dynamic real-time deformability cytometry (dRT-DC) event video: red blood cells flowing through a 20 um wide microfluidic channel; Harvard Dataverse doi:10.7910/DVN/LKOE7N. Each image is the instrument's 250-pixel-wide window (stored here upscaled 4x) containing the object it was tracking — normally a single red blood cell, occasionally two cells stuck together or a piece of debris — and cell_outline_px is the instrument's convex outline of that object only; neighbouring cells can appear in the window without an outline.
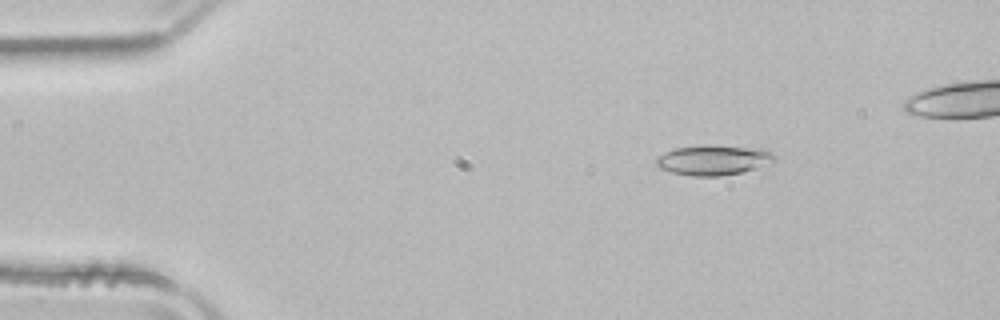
{"species": "common noctule bat (a hibernating species)", "species_latin": "Nyctalus noctula", "temperature_condition": "room temperature", "stored_images_in_passage": 41, "camera_frame_rate_fps": 3000, "um_per_image_px": 0.085, "animal": {"sex": "male", "body_mass_g": 21.5, "forearm_length_mm": 52.0}, "frame": {"image": 1, "passage_image": 1, "time_ms": 0.0, "image_size_px": [1000, 320], "cell_outline_px": [[776, 160], [740, 172], [720, 176], [692, 176], [672, 172], [660, 168], [656, 164], [656, 156], [672, 148], [764, 148], [772, 152], [776, 156]], "centroid_in_image_um": [60.6, 13.64], "position_along_channel_um": 24.4, "area_um2": 19.54}}
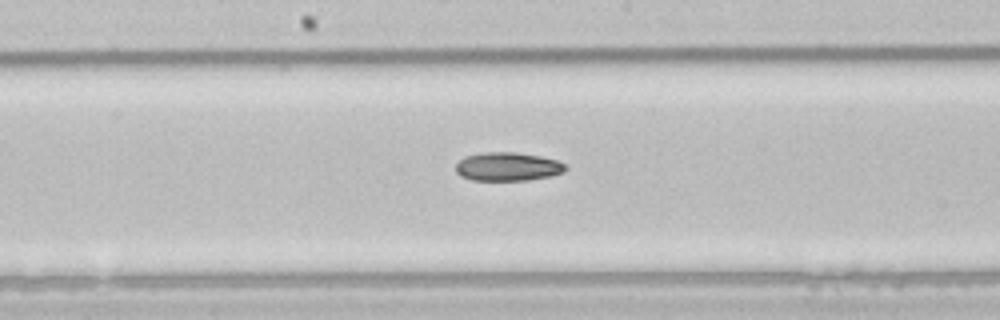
{"frame": {"image": 2, "passage_image": 20, "time_ms": 6.333, "image_size_px": [1000, 320], "cell_outline_px": [[568, 168], [564, 172], [548, 176], [528, 180], [472, 180], [460, 176], [456, 172], [456, 164], [464, 156], [480, 152], [516, 152], [540, 156], [556, 160], [564, 164]], "centroid_in_image_um": [43.12, 14.15], "position_along_channel_um": 205.1, "area_um2": 18.32}}
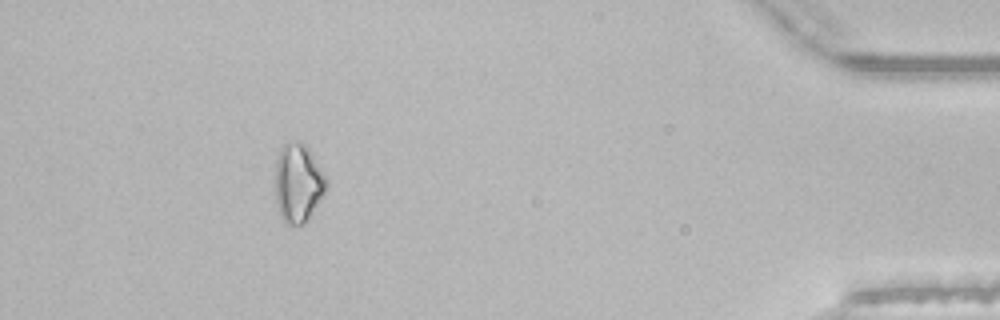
{"frame": {"image": 3, "passage_image": 40, "time_ms": 13.0, "image_size_px": [1000, 320], "cell_outline_px": [[328, 184], [324, 192], [308, 220], [304, 224], [288, 228], [284, 224], [276, 200], [276, 160], [280, 148], [288, 140], [300, 140], [308, 148], [328, 180]], "centroid_in_image_um": [25.33, 15.57], "position_along_channel_um": 409.9, "area_um2": 23.64}}